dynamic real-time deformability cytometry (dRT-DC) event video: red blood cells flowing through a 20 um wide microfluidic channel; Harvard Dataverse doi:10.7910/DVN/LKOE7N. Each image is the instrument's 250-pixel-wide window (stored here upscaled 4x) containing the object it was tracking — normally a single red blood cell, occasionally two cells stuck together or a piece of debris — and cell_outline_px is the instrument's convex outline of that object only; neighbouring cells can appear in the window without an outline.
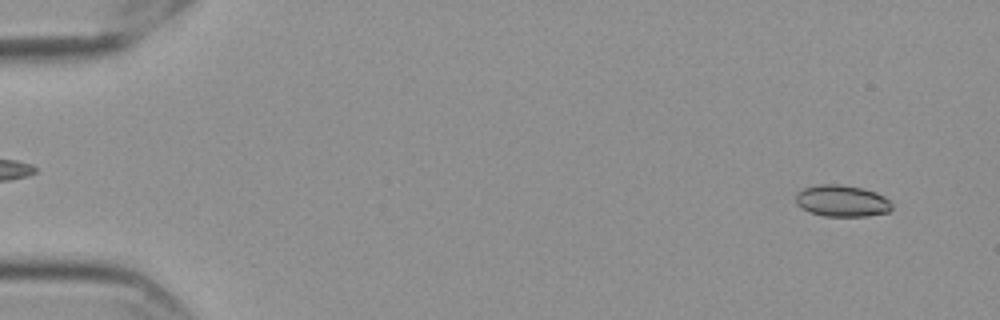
{"species": "Egyptian fruit bat (a non-hibernating species)", "species_latin": "Rousettus aegyptiacus", "temperature_condition": "cold", "stored_images_in_passage": 57, "camera_frame_rate_fps": 3000, "um_per_image_px": 0.085, "frame": {"image": 1, "passage_image": 4, "time_ms": 1.0, "image_size_px": [1000, 320], "cell_outline_px": [[892, 208], [888, 212], [868, 216], [824, 216], [812, 212], [796, 204], [796, 192], [804, 188], [816, 184], [840, 184], [860, 188], [876, 192], [884, 196], [892, 204]], "centroid_in_image_um": [71.57, 17.07], "position_along_channel_um": 13.4, "area_um2": 17.63}}
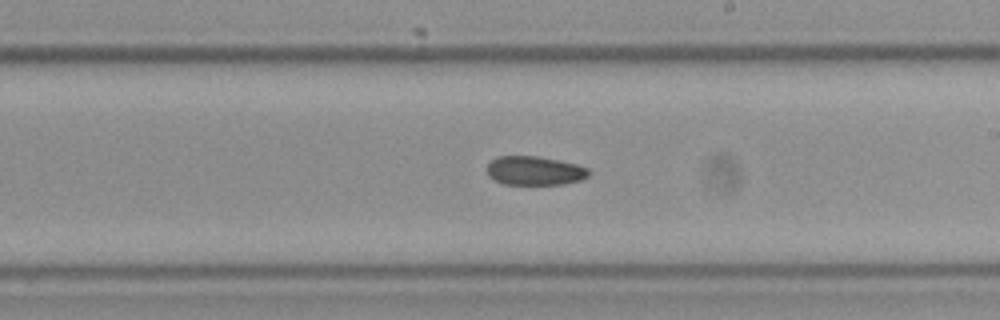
{"frame": {"image": 2, "passage_image": 34, "time_ms": 11.0, "image_size_px": [1000, 320], "cell_outline_px": [[588, 176], [580, 180], [564, 184], [504, 184], [488, 176], [488, 164], [492, 160], [500, 156], [536, 156], [576, 164], [588, 168]], "centroid_in_image_um": [45.44, 14.51], "position_along_channel_um": 243.6, "area_um2": 16.88}}
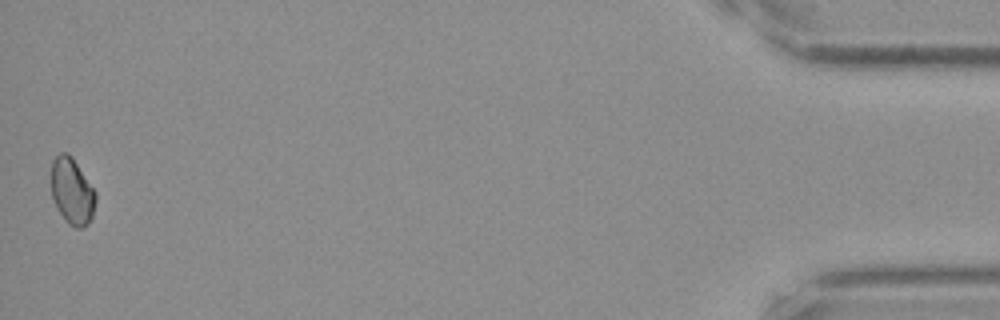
{"frame": {"image": 3, "passage_image": 57, "time_ms": 18.667, "image_size_px": [1000, 320], "cell_outline_px": [[96, 200], [92, 216], [88, 224], [84, 228], [76, 228], [68, 224], [64, 220], [56, 208], [52, 196], [52, 160], [60, 152], [68, 152], [72, 156], [96, 192]], "centroid_in_image_um": [6.13, 16.27], "position_along_channel_um": 429.1, "area_um2": 17.34}}